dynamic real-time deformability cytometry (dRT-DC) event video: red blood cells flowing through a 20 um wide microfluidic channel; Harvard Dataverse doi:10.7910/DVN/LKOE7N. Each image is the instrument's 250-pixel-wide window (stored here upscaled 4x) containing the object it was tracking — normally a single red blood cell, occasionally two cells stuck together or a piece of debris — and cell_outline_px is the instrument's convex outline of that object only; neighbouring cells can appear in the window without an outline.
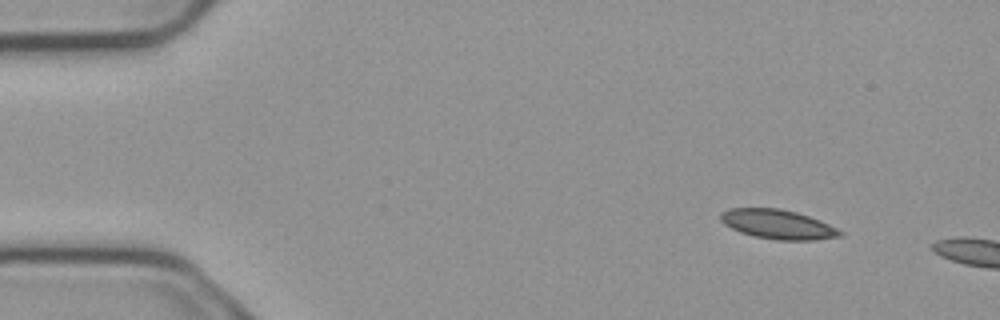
{"species": "common noctule bat (a hibernating species)", "species_latin": "Nyctalus noctula", "temperature_condition": "cold", "stored_images_in_passage": 4, "camera_frame_rate_fps": 3000, "um_per_image_px": 0.085, "animal": {"sex": "male", "body_mass_g": 23.1, "forearm_length_mm": 52.7}, "frame": {"image": 1, "passage_image": 1, "time_ms": 0.0, "image_size_px": [1000, 320], "cell_outline_px": [[844, 236], [812, 240], [776, 240], [756, 236], [740, 232], [724, 224], [720, 220], [720, 212], [732, 208], [780, 208], [796, 212], [820, 220], [844, 232]], "centroid_in_image_um": [66.12, 19.06], "position_along_channel_um": 18.9, "area_um2": 20.4}}